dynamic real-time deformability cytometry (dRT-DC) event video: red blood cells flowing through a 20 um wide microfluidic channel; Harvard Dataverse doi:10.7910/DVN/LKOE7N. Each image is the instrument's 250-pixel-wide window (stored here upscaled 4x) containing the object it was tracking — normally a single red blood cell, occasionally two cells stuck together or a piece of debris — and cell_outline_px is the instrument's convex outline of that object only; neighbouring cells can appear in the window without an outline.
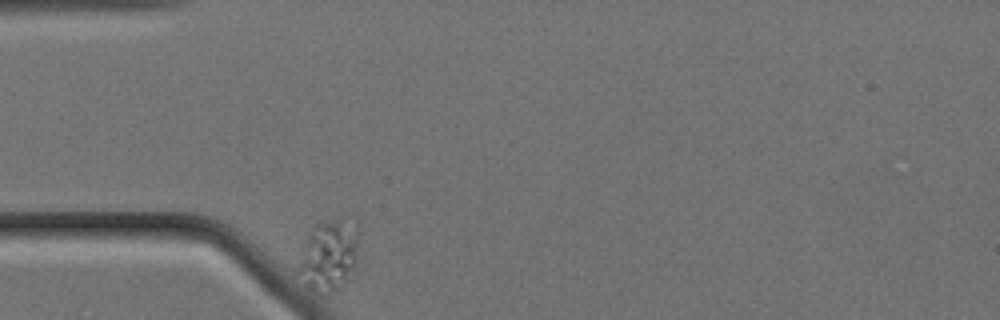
{"species": "Egyptian fruit bat (a non-hibernating species)", "species_latin": "Rousettus aegyptiacus", "temperature_condition": "cold", "stored_images_in_passage": 44, "camera_frame_rate_fps": 3000, "um_per_image_px": 0.085, "animal": {"sex": "female"}, "frame": {"image": 1, "passage_image": 1, "time_ms": 0.0, "image_size_px": [1000, 320], "cell_outline_px": [[356, 256], [348, 280], [344, 284], [328, 296], [320, 296], [304, 288], [296, 272], [308, 236], [316, 224], [336, 220], [356, 236]], "centroid_in_image_um": [27.81, 21.96], "position_along_channel_um": 57.2, "area_um2": 23.87}}
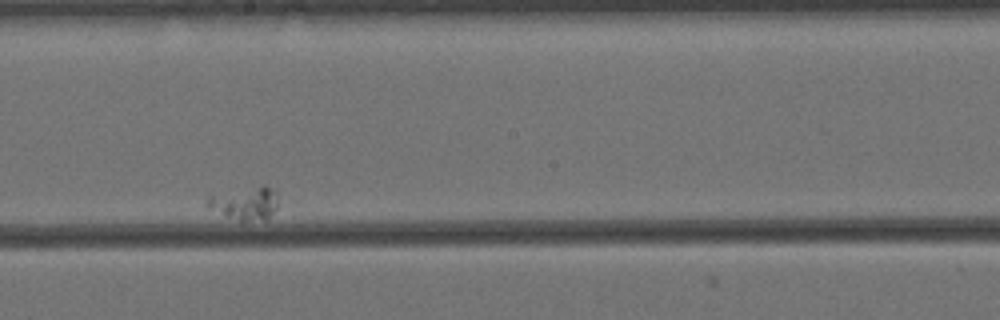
{"frame": {"image": 2, "passage_image": 26, "time_ms": 8.333, "image_size_px": [1000, 320], "cell_outline_px": [[276, 208], [268, 220], [240, 220], [224, 216], [208, 208], [204, 204], [204, 200], [208, 196], [264, 184], [276, 188]], "centroid_in_image_um": [20.82, 17.27], "position_along_channel_um": 227.4, "area_um2": 13.81}}
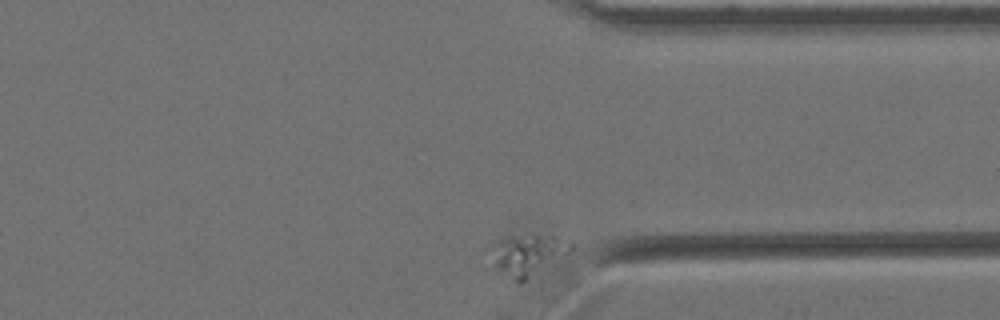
{"frame": {"image": 3, "passage_image": 44, "time_ms": 14.333, "image_size_px": [1000, 320], "cell_outline_px": [[572, 252], [520, 284], [496, 268], [488, 248], [488, 244], [508, 236], [552, 236], [572, 244]], "centroid_in_image_um": [44.81, 21.67], "position_along_channel_um": 366.6, "area_um2": 19.07}}